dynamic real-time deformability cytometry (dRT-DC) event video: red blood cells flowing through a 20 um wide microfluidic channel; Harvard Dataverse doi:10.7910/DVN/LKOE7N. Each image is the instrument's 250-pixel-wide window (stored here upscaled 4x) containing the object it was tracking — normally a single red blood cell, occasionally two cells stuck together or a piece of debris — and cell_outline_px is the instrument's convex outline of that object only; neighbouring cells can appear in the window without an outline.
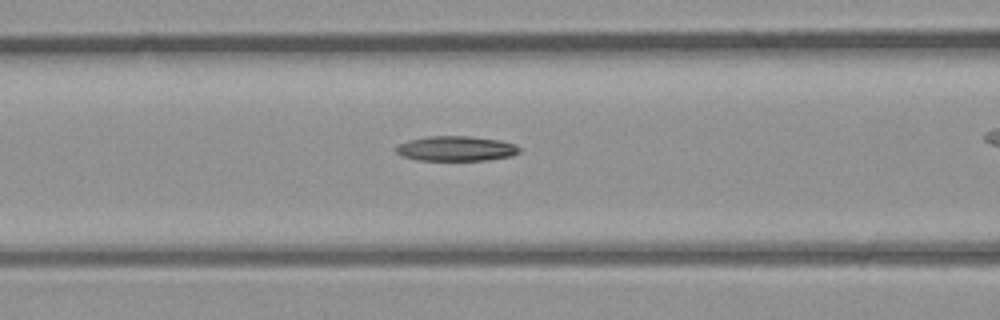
{"species": "common noctule bat (a hibernating species)", "species_latin": "Nyctalus noctula", "temperature_condition": "room temperature", "stored_images_in_passage": 25, "camera_frame_rate_fps": 3000, "um_per_image_px": 0.085, "animal": {"sex": "male", "body_mass_g": 23.1, "forearm_length_mm": 52.7}, "frame": {"image": 1, "passage_image": 9, "time_ms": 2.667, "image_size_px": [1000, 320], "cell_outline_px": [[520, 152], [512, 156], [488, 160], [416, 160], [404, 156], [396, 152], [396, 144], [408, 140], [428, 136], [472, 136], [500, 140], [516, 144], [520, 148]], "centroid_in_image_um": [38.78, 12.62], "position_along_channel_um": 127.8, "area_um2": 18.09}}
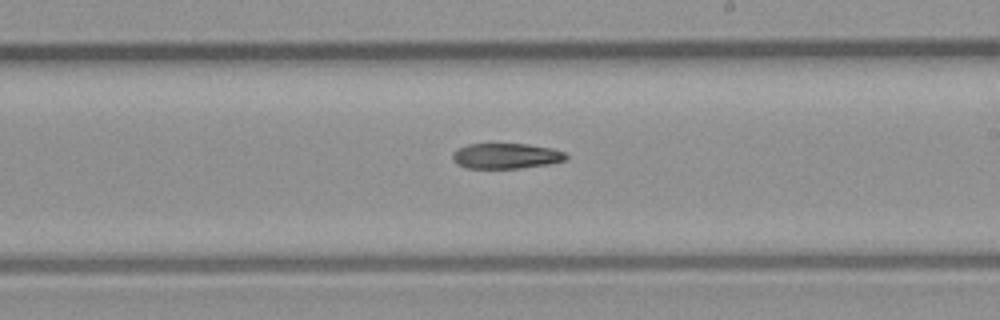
{"frame": {"image": 2, "passage_image": 16, "time_ms": 5.0, "image_size_px": [1000, 320], "cell_outline_px": [[568, 160], [548, 164], [520, 168], [468, 168], [456, 164], [452, 160], [452, 152], [468, 144], [528, 144], [552, 148], [564, 152], [568, 156]], "centroid_in_image_um": [43.02, 13.26], "position_along_channel_um": 246.0, "area_um2": 16.88}}
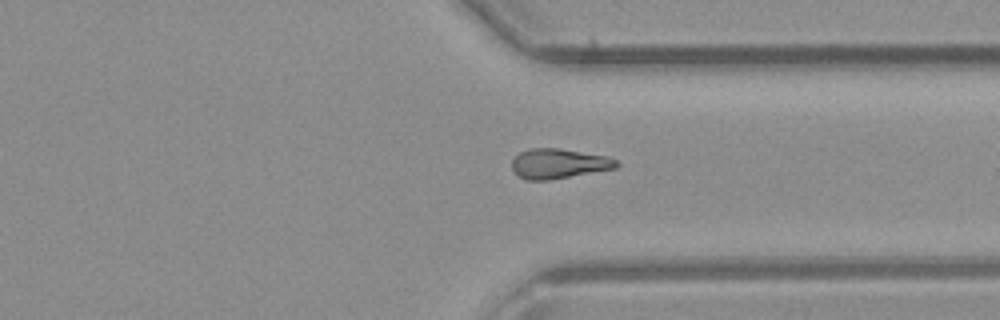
{"frame": {"image": 3, "passage_image": 23, "time_ms": 7.333, "image_size_px": [1000, 320], "cell_outline_px": [[620, 164], [616, 168], [548, 180], [524, 180], [512, 168], [512, 160], [520, 152], [532, 148], [556, 148], [608, 156], [616, 160]], "centroid_in_image_um": [47.5, 13.91], "position_along_channel_um": 363.9, "area_um2": 17.98}}